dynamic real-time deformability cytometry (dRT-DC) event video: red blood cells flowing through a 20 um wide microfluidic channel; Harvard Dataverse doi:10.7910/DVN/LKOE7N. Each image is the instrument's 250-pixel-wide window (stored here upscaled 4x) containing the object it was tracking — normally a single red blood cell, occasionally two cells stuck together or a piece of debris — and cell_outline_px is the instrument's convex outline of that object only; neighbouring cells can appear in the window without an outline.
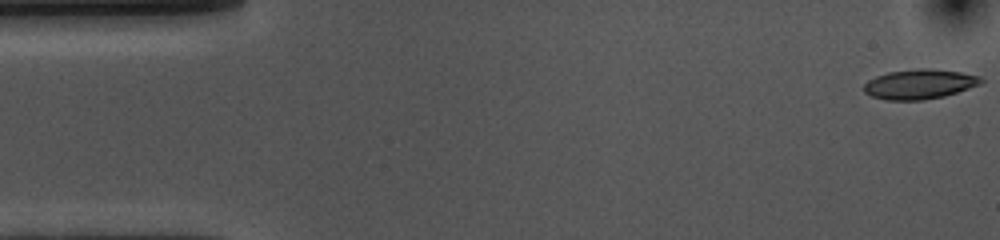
{"species": "common noctule bat (a hibernating species)", "species_latin": "Nyctalus noctula", "temperature_condition": "cold", "stored_images_in_passage": 54, "camera_frame_rate_fps": 3000, "um_per_image_px": 0.085, "animal": {"sex": "female", "body_mass_g": 10.0, "forearm_length_mm": 53.1}, "frame": {"image": 1, "passage_image": 1, "time_ms": 0.0, "image_size_px": [1000, 240], "cell_outline_px": [[984, 80], [980, 84], [944, 96], [924, 100], [888, 100], [872, 96], [864, 92], [864, 84], [868, 80], [876, 76], [888, 72], [920, 68], [928, 68], [960, 72], [980, 76]], "centroid_in_image_um": [78.15, 7.15], "position_along_channel_um": 6.9, "area_um2": 20.17}}
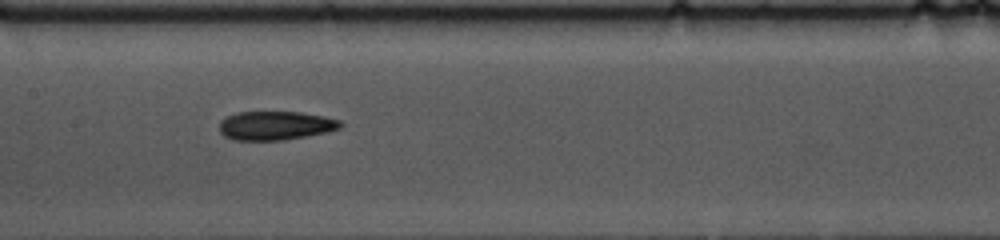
{"frame": {"image": 2, "passage_image": 25, "time_ms": 8.0, "image_size_px": [1000, 240], "cell_outline_px": [[344, 124], [340, 128], [328, 132], [280, 140], [236, 140], [224, 136], [220, 132], [220, 120], [236, 112], [300, 112], [324, 116], [340, 120]], "centroid_in_image_um": [23.43, 10.67], "position_along_channel_um": 184.0, "area_um2": 20.29}}
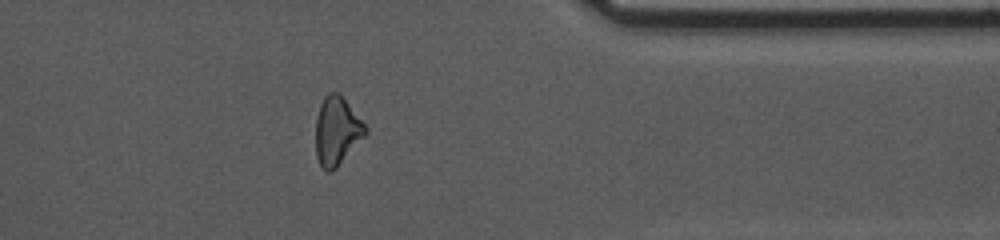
{"frame": {"image": 3, "passage_image": 43, "time_ms": 14.0, "image_size_px": [1000, 240], "cell_outline_px": [[368, 132], [336, 168], [332, 172], [324, 172], [316, 156], [316, 120], [320, 104], [324, 96], [328, 92], [340, 92], [368, 128]], "centroid_in_image_um": [28.63, 11.12], "position_along_channel_um": 382.8, "area_um2": 19.94}, "authors_computed_cell_mechanics": {"area_um2": 20.4034, "velocity_mm_per_s": 3.618, "shape_relaxation_time_tau1_ms": 5.3243, "shape_relaxation_time_tau2_ms": 7.4645, "deformation_change_tau1": 0.1489, "deformation_change_tau2": 0.1727}}